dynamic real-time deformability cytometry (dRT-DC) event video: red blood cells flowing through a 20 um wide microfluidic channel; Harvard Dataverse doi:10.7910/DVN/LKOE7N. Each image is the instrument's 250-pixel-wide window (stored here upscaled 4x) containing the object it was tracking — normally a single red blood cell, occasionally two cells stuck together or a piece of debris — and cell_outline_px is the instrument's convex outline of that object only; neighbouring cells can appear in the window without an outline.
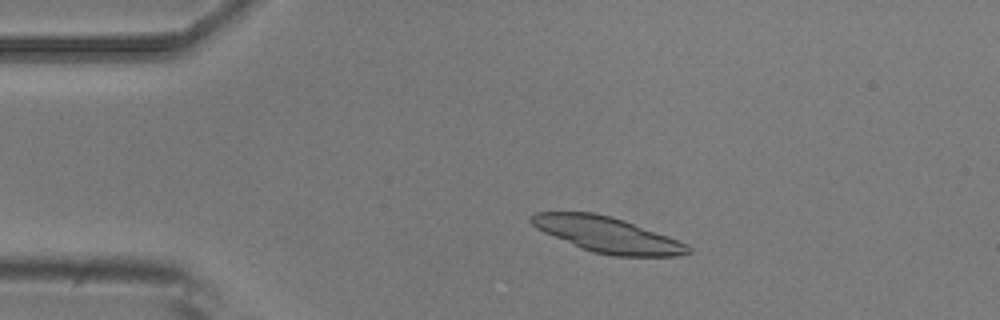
{"species": "common noctule bat (a hibernating species)", "species_latin": "Nyctalus noctula", "temperature_condition": "room temperature", "stored_images_in_passage": 37, "camera_frame_rate_fps": 3000, "um_per_image_px": 0.085, "animal": {"sex": "male", "body_mass_g": 20.5, "forearm_length_mm": 52.5}, "frame": {"image": 1, "passage_image": 10, "time_ms": 3.0, "image_size_px": [1000, 320], "cell_outline_px": [[692, 252], [676, 256], [612, 256], [592, 252], [580, 248], [544, 232], [536, 228], [528, 220], [528, 216], [536, 212], [592, 212], [612, 216], [624, 220], [668, 236], [688, 244], [692, 248]], "centroid_in_image_um": [51.61, 19.95], "position_along_channel_um": 33.4, "area_um2": 32.54}}